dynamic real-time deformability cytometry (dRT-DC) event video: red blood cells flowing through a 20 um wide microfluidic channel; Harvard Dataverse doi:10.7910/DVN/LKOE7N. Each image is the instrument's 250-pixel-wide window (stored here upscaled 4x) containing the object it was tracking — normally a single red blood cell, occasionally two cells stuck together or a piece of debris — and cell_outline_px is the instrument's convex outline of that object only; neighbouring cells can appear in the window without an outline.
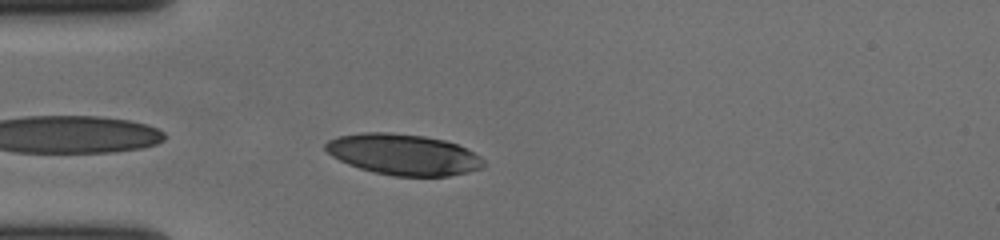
{"species": "human", "species_latin": "Homo sapiens", "temperature_condition": "cold", "stored_images_in_passage": 33, "camera_frame_rate_fps": 3000, "um_per_image_px": 0.085, "donor": {"sex": "female"}, "frame": {"image": 1, "passage_image": 2, "time_ms": 0.333, "image_size_px": [1000, 240], "cell_outline_px": [[484, 168], [468, 172], [448, 176], [392, 176], [372, 172], [348, 164], [332, 156], [324, 148], [324, 144], [328, 140], [336, 136], [364, 132], [388, 132], [424, 136], [444, 140], [456, 144], [480, 156], [484, 160]], "centroid_in_image_um": [34.27, 13.13], "position_along_channel_um": 50.7, "area_um2": 37.8}}
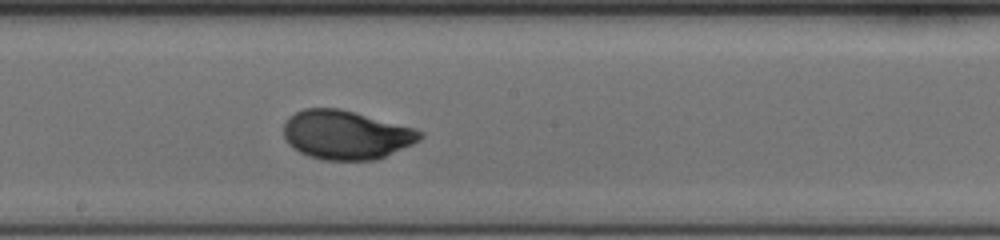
{"frame": {"image": 2, "passage_image": 17, "time_ms": 5.333, "image_size_px": [1000, 240], "cell_outline_px": [[424, 136], [420, 140], [412, 144], [376, 160], [324, 160], [308, 156], [292, 148], [288, 144], [284, 136], [284, 124], [288, 116], [304, 108], [340, 108], [416, 128], [424, 132]], "centroid_in_image_um": [29.41, 11.46], "position_along_channel_um": 218.8, "area_um2": 39.13}}
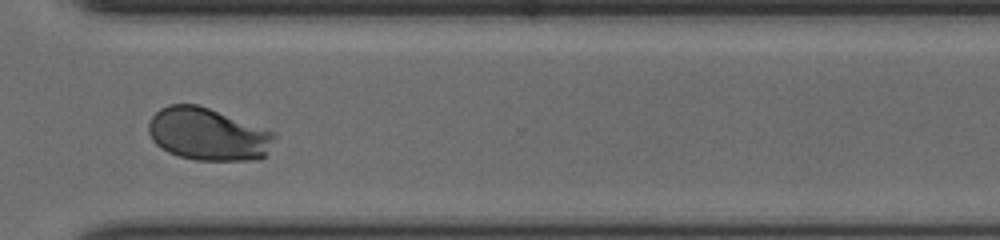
{"frame": {"image": 3, "passage_image": 28, "time_ms": 9.0, "image_size_px": [1000, 240], "cell_outline_px": [[276, 136], [264, 156], [256, 160], [196, 160], [180, 156], [168, 152], [160, 148], [152, 140], [148, 132], [148, 120], [160, 108], [168, 104], [196, 104], [208, 108], [272, 132]], "centroid_in_image_um": [17.6, 11.41], "position_along_channel_um": 353.0, "area_um2": 38.09}, "authors_computed_cell_mechanics": {"area_um2": 38.3792, "velocity_mm_per_s": 3.6427, "shape_relaxation_time_tau1_ms": 3.5628, "shape_relaxation_time_tau2_ms": null, "deformation_change_tau1": 0.1701, "deformation_change_tau2": null}}